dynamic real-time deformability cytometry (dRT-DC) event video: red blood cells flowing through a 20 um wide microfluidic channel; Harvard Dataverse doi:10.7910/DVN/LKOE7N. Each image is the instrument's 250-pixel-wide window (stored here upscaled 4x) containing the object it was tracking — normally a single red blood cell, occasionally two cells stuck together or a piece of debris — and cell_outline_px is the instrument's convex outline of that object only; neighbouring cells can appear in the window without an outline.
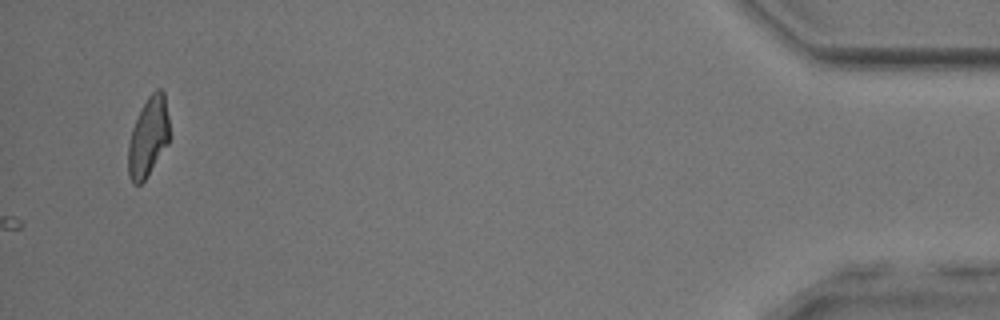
{"species": "common noctule bat (a hibernating species)", "species_latin": "Nyctalus noctula", "temperature_condition": "room temperature", "stored_images_in_passage": 50, "camera_frame_rate_fps": 3000, "um_per_image_px": 0.085, "animal": {"sex": "male", "body_mass_g": 17.9, "forearm_length_mm": 54.2}, "frame": {"image": 1, "passage_image": 50, "time_ms": 16.333, "image_size_px": [1000, 320], "cell_outline_px": [[168, 144], [144, 180], [140, 184], [132, 184], [128, 176], [128, 144], [132, 128], [140, 108], [148, 96], [156, 88], [160, 88], [164, 92], [168, 116]], "centroid_in_image_um": [12.58, 11.62], "position_along_channel_um": 422.6, "area_um2": 19.07}}